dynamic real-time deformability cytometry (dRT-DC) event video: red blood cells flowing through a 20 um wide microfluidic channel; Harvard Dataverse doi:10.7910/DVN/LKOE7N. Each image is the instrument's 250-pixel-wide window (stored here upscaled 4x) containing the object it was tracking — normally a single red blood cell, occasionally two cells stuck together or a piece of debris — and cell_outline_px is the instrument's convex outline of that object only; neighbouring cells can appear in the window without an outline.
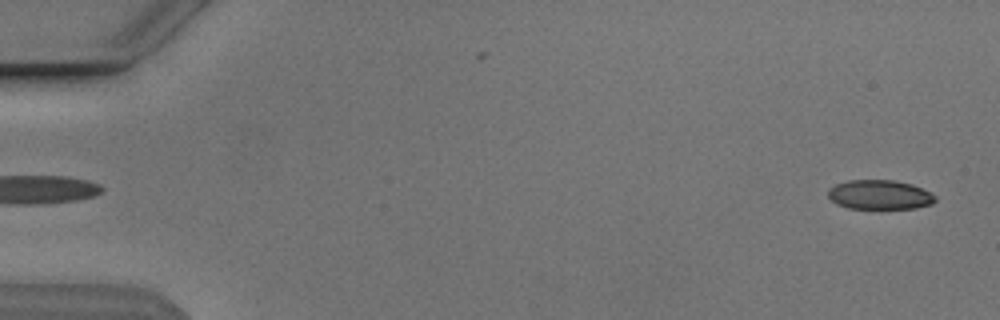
{"species": "Egyptian fruit bat (a non-hibernating species)", "species_latin": "Rousettus aegyptiacus", "temperature_condition": "cold", "stored_images_in_passage": 53, "camera_frame_rate_fps": 3000, "um_per_image_px": 0.085, "animal": {"sex": "male"}, "frame": {"image": 1, "passage_image": 2, "time_ms": 0.333, "image_size_px": [1000, 320], "cell_outline_px": [[936, 200], [932, 204], [916, 208], [848, 208], [836, 204], [828, 196], [828, 188], [836, 184], [848, 180], [892, 180], [912, 184], [932, 192], [936, 196]], "centroid_in_image_um": [74.79, 16.55], "position_along_channel_um": 10.2, "area_um2": 18.44}}
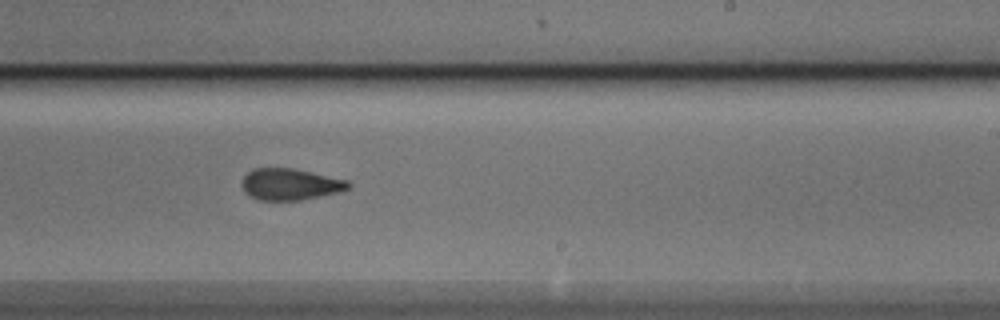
{"frame": {"image": 2, "passage_image": 33, "time_ms": 10.667, "image_size_px": [1000, 320], "cell_outline_px": [[352, 184], [348, 188], [340, 192], [300, 200], [260, 200], [248, 196], [244, 192], [240, 184], [244, 176], [252, 168], [292, 168], [348, 180]], "centroid_in_image_um": [24.63, 15.66], "position_along_channel_um": 264.4, "area_um2": 19.65}}
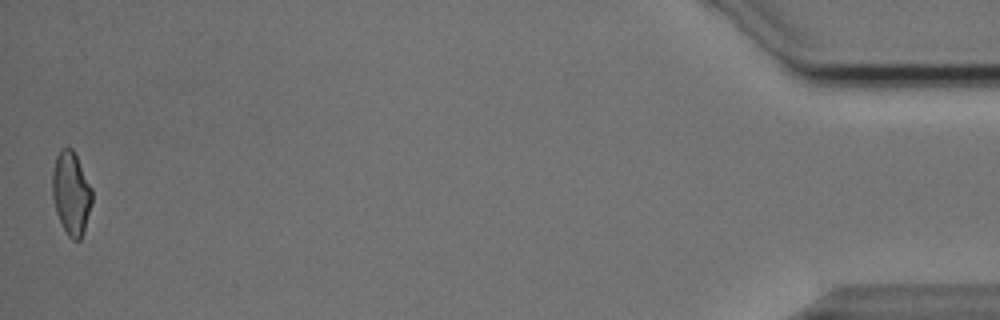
{"frame": {"image": 3, "passage_image": 53, "time_ms": 17.333, "image_size_px": [1000, 320], "cell_outline_px": [[92, 204], [84, 232], [80, 240], [72, 240], [68, 236], [56, 212], [52, 196], [52, 172], [56, 156], [60, 148], [72, 148], [92, 188]], "centroid_in_image_um": [6.05, 16.43], "position_along_channel_um": 429.2, "area_um2": 19.25}, "authors_computed_cell_mechanics": {"area_um2": 19.9988, "velocity_mm_per_s": 3.8492, "shape_relaxation_time_tau1_ms": 7.8487, "shape_relaxation_time_tau2_ms": 2.0842, "deformation_change_tau1": 0.1624, "deformation_change_tau2": 0.0852}}